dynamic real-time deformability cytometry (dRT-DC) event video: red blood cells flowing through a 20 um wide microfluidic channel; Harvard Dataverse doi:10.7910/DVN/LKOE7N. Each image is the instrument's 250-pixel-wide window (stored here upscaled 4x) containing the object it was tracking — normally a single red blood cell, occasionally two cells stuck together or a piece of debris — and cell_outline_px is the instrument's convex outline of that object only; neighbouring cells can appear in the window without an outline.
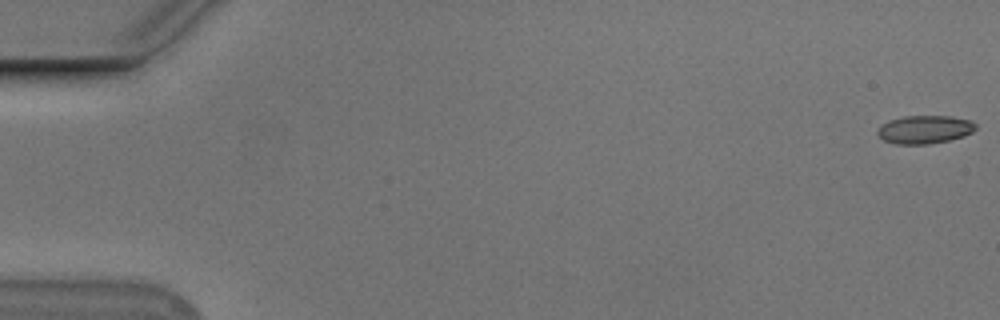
{"species": "Egyptian fruit bat (a non-hibernating species)", "species_latin": "Rousettus aegyptiacus", "temperature_condition": "cold", "stored_images_in_passage": 55, "camera_frame_rate_fps": 3000, "um_per_image_px": 0.085, "animal": {"sex": "male"}, "frame": {"image": 1, "passage_image": 1, "time_ms": 0.0, "image_size_px": [1000, 320], "cell_outline_px": [[976, 128], [972, 132], [964, 136], [948, 140], [928, 144], [896, 144], [884, 140], [876, 132], [880, 124], [888, 120], [904, 116], [952, 116], [972, 120], [976, 124]], "centroid_in_image_um": [78.59, 10.99], "position_along_channel_um": 6.4, "area_um2": 16.24}}
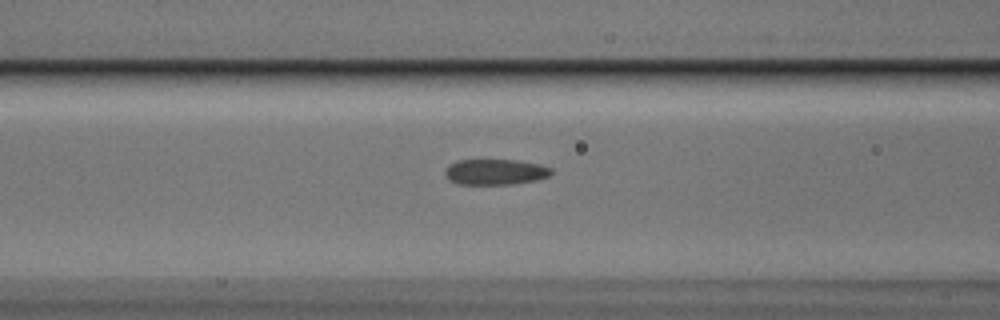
{"frame": {"image": 2, "passage_image": 23, "time_ms": 7.333, "image_size_px": [1000, 320], "cell_outline_px": [[552, 172], [548, 176], [536, 180], [512, 184], [460, 184], [448, 180], [444, 176], [444, 168], [448, 164], [456, 160], [520, 160], [540, 164], [552, 168]], "centroid_in_image_um": [42.05, 14.6], "position_along_channel_um": 124.5, "area_um2": 16.13}}
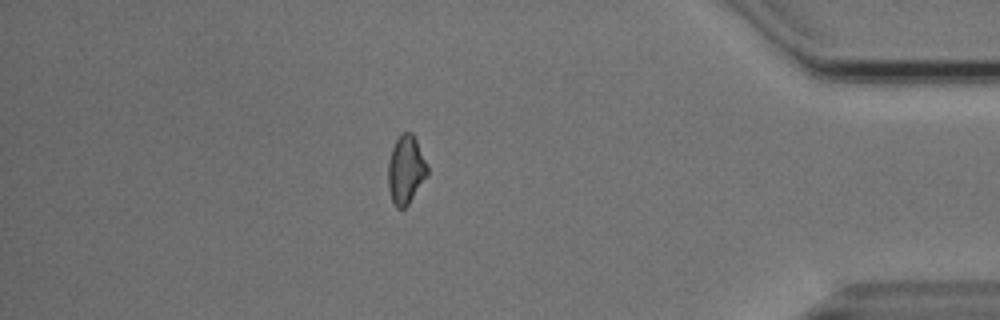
{"frame": {"image": 3, "passage_image": 48, "time_ms": 15.667, "image_size_px": [1000, 320], "cell_outline_px": [[428, 176], [408, 204], [404, 208], [396, 208], [392, 200], [388, 188], [388, 164], [392, 148], [396, 140], [404, 132], [412, 132], [416, 140], [428, 168]], "centroid_in_image_um": [34.49, 14.45], "position_along_channel_um": 400.7, "area_um2": 15.49}, "authors_computed_cell_mechanics": {"area_um2": 16.2996, "velocity_mm_per_s": 3.7598, "shape_relaxation_time_tau1_ms": 3.3478, "shape_relaxation_time_tau2_ms": 2.8438, "deformation_change_tau1": 0.0992, "deformation_change_tau2": 0.098}}